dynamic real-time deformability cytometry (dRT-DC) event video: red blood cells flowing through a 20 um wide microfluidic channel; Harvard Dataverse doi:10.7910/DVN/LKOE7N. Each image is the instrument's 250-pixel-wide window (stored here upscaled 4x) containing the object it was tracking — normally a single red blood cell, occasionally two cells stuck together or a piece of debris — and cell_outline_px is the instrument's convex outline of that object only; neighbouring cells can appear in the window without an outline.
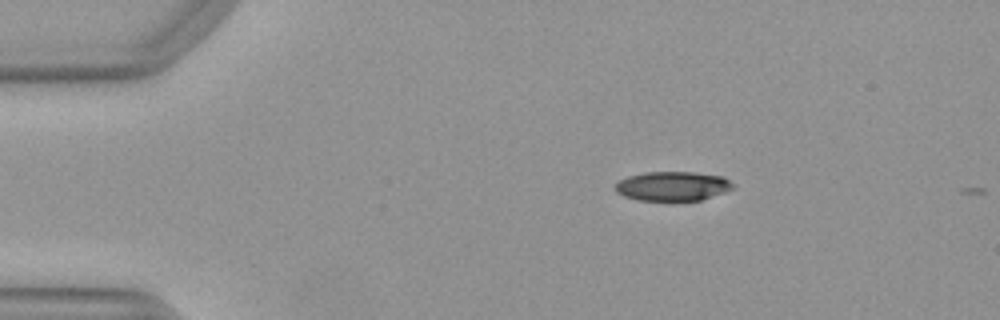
{"species": "Egyptian fruit bat (a non-hibernating species)", "species_latin": "Rousettus aegyptiacus", "temperature_condition": "warm", "stored_images_in_passage": 51, "camera_frame_rate_fps": 3000, "um_per_image_px": 0.085, "animal": {"sex": "female"}, "frame": {"image": 1, "passage_image": 9, "time_ms": 2.667, "image_size_px": [1000, 320], "cell_outline_px": [[736, 184], [732, 188], [724, 192], [700, 200], [636, 200], [624, 196], [616, 192], [612, 188], [620, 180], [628, 176], [644, 172], [692, 172], [724, 176]], "centroid_in_image_um": [57.16, 15.81], "position_along_channel_um": 27.8, "area_um2": 20.17}}
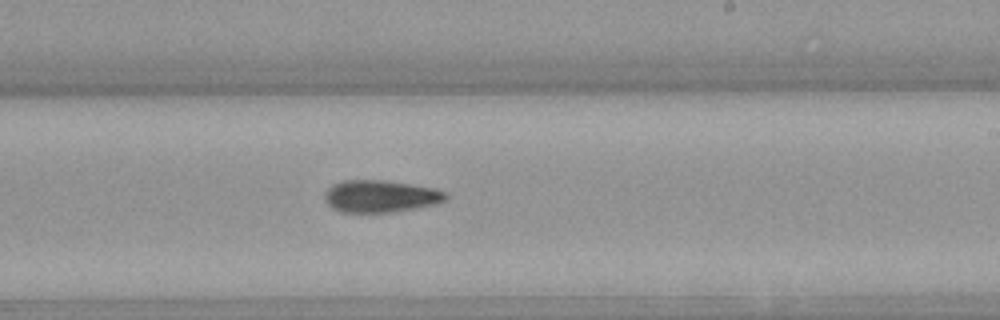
{"frame": {"image": 2, "passage_image": 31, "time_ms": 10.0, "image_size_px": [1000, 320], "cell_outline_px": [[448, 200], [436, 204], [396, 212], [340, 212], [332, 208], [324, 200], [324, 192], [332, 184], [344, 180], [384, 180], [432, 188], [448, 192]], "centroid_in_image_um": [32.34, 16.69], "position_along_channel_um": 256.7, "area_um2": 22.89}}
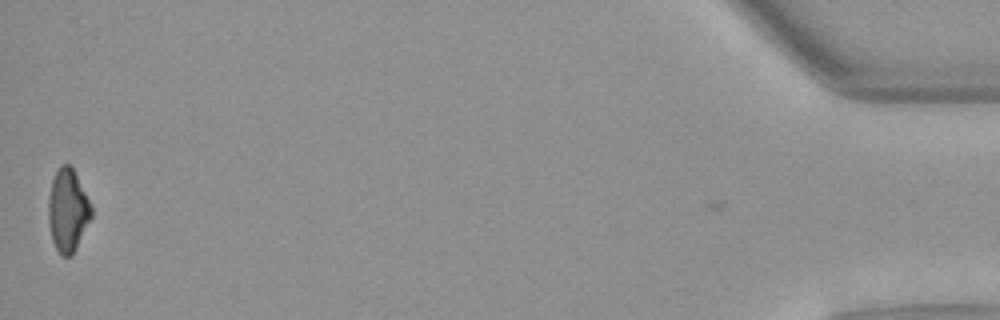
{"frame": {"image": 3, "passage_image": 51, "time_ms": 16.667, "image_size_px": [1000, 320], "cell_outline_px": [[92, 216], [72, 256], [60, 256], [52, 240], [48, 220], [48, 196], [52, 180], [60, 164], [68, 164], [72, 168], [92, 208]], "centroid_in_image_um": [5.73, 17.91], "position_along_channel_um": 429.5, "area_um2": 20.46}, "authors_computed_cell_mechanics": {"area_um2": 21.5016, "velocity_mm_per_s": 4.0036, "shape_relaxation_time_tau1_ms": 7.2706, "shape_relaxation_time_tau2_ms": null, "deformation_change_tau1": 0.1849, "deformation_change_tau2": null}}